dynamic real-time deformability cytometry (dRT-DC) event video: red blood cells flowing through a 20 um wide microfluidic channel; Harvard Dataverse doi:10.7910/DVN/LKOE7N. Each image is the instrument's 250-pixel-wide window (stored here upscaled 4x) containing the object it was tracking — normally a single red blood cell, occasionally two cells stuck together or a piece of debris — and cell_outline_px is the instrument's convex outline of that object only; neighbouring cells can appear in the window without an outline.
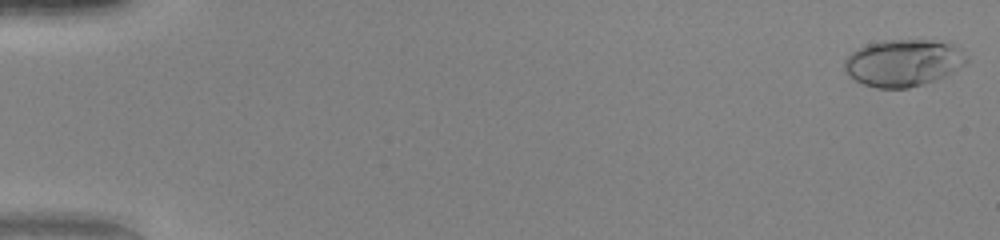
{"species": "human", "species_latin": "Homo sapiens", "temperature_condition": "warm", "stored_images_in_passage": 51, "camera_frame_rate_fps": 3000, "um_per_image_px": 0.085, "donor": {"sex": "female"}, "frame": {"image": 1, "passage_image": 1, "time_ms": 0.0, "image_size_px": [1000, 240], "cell_outline_px": [[968, 60], [964, 64], [952, 72], [936, 80], [908, 88], [876, 88], [864, 84], [848, 76], [844, 72], [844, 60], [856, 48], [880, 40], [948, 40], [964, 48], [968, 56]], "centroid_in_image_um": [76.82, 5.31], "position_along_channel_um": 8.2, "area_um2": 34.1}}
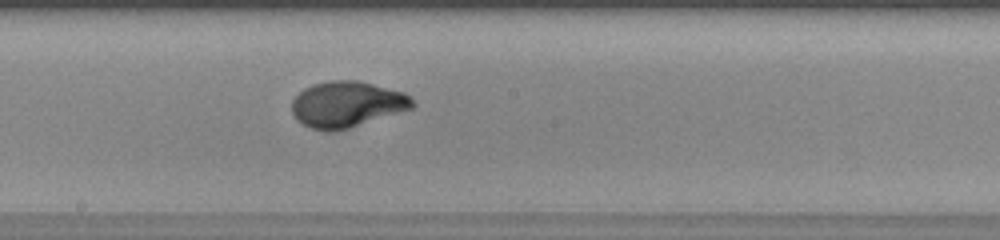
{"frame": {"image": 2, "passage_image": 29, "time_ms": 9.333, "image_size_px": [1000, 240], "cell_outline_px": [[416, 104], [412, 108], [348, 128], [328, 132], [312, 128], [296, 120], [292, 116], [292, 100], [304, 88], [312, 84], [328, 80], [356, 80], [404, 92], [412, 96]], "centroid_in_image_um": [29.47, 8.85], "position_along_channel_um": 218.7, "area_um2": 32.25}}
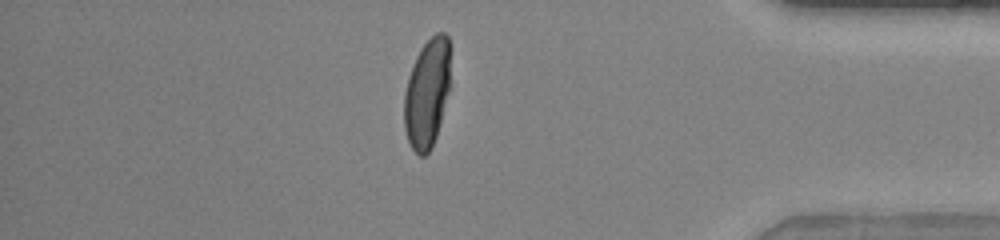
{"frame": {"image": 3, "passage_image": 44, "time_ms": 14.333, "image_size_px": [1000, 240], "cell_outline_px": [[448, 92], [436, 136], [432, 148], [424, 156], [420, 156], [412, 148], [408, 140], [404, 128], [404, 92], [408, 76], [416, 56], [420, 48], [436, 32], [444, 32], [448, 36]], "centroid_in_image_um": [36.26, 7.94], "position_along_channel_um": 398.9, "area_um2": 28.9}, "authors_computed_cell_mechanics": {"area_um2": 31.0964, "velocity_mm_per_s": 4.1473, "shape_relaxation_time_tau1_ms": 4.2279, "shape_relaxation_time_tau2_ms": null, "deformation_change_tau1": 0.2353, "deformation_change_tau2": null}}